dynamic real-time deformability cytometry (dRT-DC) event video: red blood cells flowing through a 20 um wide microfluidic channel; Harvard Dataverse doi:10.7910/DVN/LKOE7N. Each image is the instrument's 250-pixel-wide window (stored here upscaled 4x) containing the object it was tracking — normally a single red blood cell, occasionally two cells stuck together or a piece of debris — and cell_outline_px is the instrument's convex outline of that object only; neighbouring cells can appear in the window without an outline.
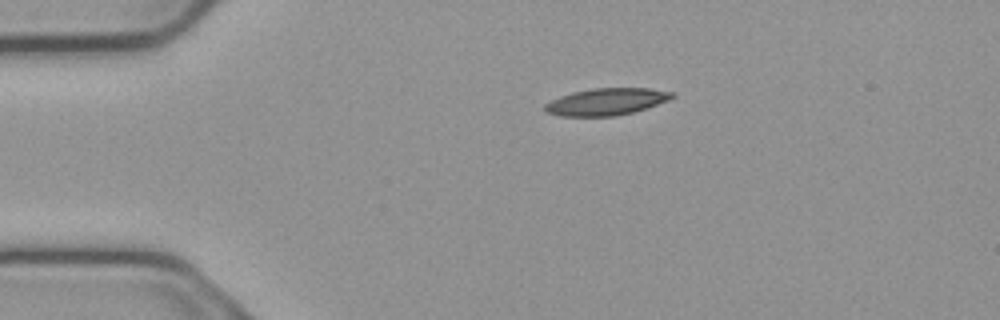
{"species": "common noctule bat (a hibernating species)", "species_latin": "Nyctalus noctula", "temperature_condition": "cold", "stored_images_in_passage": 3, "camera_frame_rate_fps": 3000, "um_per_image_px": 0.085, "animal": {"sex": "male", "body_mass_g": 23.1, "forearm_length_mm": 52.7}, "frame": {"image": 1, "passage_image": 1, "time_ms": 0.0, "image_size_px": [1000, 320], "cell_outline_px": [[676, 96], [668, 100], [632, 112], [616, 116], [560, 116], [548, 112], [544, 108], [544, 104], [560, 96], [572, 92], [592, 88], [648, 88], [672, 92]], "centroid_in_image_um": [51.52, 8.64], "position_along_channel_um": 33.5, "area_um2": 19.77}}
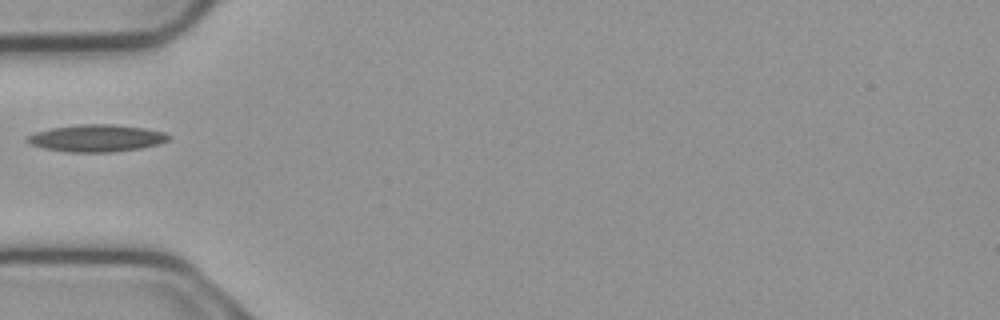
{"frame": {"image": 2, "passage_image": 3, "time_ms": 0.667, "image_size_px": [1000, 320], "cell_outline_px": [[172, 136], [168, 140], [160, 144], [140, 148], [112, 152], [64, 152], [44, 148], [28, 144], [24, 140], [24, 136], [36, 132], [52, 128], [80, 124], [112, 124], [144, 128], [164, 132]], "centroid_in_image_um": [8.17, 11.75], "position_along_channel_um": 76.8, "area_um2": 22.54}}